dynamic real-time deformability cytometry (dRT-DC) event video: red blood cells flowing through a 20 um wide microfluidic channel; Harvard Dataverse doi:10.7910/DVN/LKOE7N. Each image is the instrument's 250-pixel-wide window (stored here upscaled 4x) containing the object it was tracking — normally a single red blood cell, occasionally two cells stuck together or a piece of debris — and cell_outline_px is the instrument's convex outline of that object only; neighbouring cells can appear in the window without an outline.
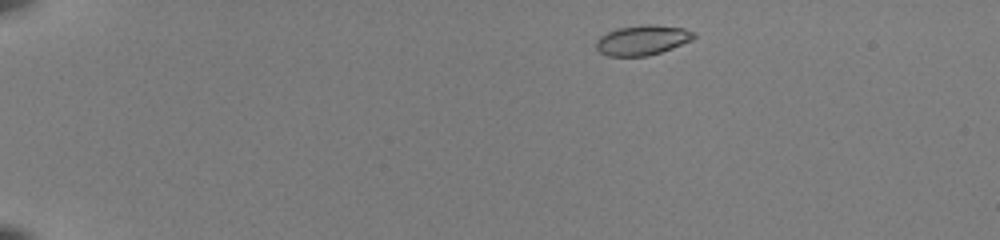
{"species": "common noctule bat (a hibernating species)", "species_latin": "Nyctalus noctula", "temperature_condition": "room temperature", "stored_images_in_passage": 44, "camera_frame_rate_fps": 3000, "um_per_image_px": 0.085, "animal": {"sex": "female", "body_mass_g": 22.0, "forearm_length_mm": 56.7}, "frame": {"image": 1, "passage_image": 2, "time_ms": 0.333, "image_size_px": [1000, 240], "cell_outline_px": [[696, 36], [692, 40], [672, 48], [648, 56], [608, 56], [600, 52], [596, 48], [596, 40], [600, 36], [616, 28], [644, 24], [652, 24], [684, 28], [696, 32]], "centroid_in_image_um": [54.61, 3.4], "position_along_channel_um": 30.4, "area_um2": 17.17}}
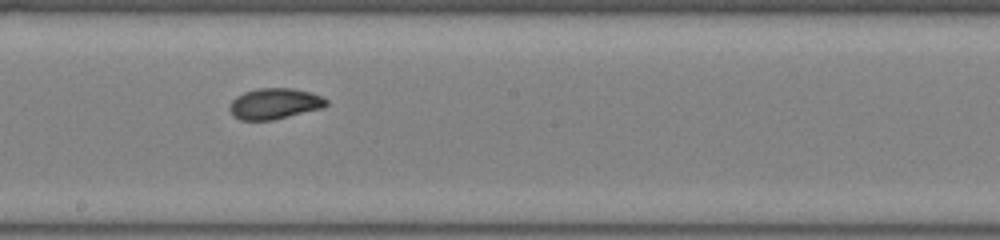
{"frame": {"image": 2, "passage_image": 24, "time_ms": 7.667, "image_size_px": [1000, 240], "cell_outline_px": [[328, 104], [324, 108], [272, 120], [240, 120], [232, 116], [228, 108], [232, 100], [236, 96], [244, 92], [256, 88], [292, 88], [312, 92], [328, 100]], "centroid_in_image_um": [23.33, 8.81], "position_along_channel_um": 224.9, "area_um2": 17.63}}
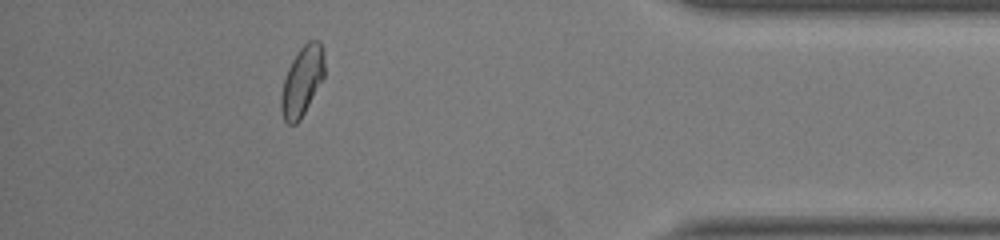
{"frame": {"image": 3, "passage_image": 40, "time_ms": 13.0, "image_size_px": [1000, 240], "cell_outline_px": [[324, 76], [300, 120], [296, 124], [288, 124], [284, 120], [280, 112], [280, 96], [284, 80], [288, 68], [292, 60], [300, 48], [308, 40], [320, 40], [324, 52]], "centroid_in_image_um": [25.67, 6.89], "position_along_channel_um": 409.5, "area_um2": 17.57}, "authors_computed_cell_mechanics": {"area_um2": 17.34, "velocity_mm_per_s": 4.0047, "shape_relaxation_time_tau1_ms": 4.0596, "shape_relaxation_time_tau2_ms": 1.1394, "deformation_change_tau1": 0.1148, "deformation_change_tau2": 0.0454}}